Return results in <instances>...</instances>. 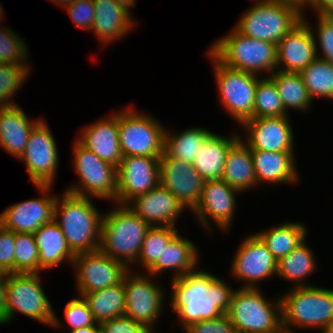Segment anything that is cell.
<instances>
[{"label":"cell","instance_id":"cell-1","mask_svg":"<svg viewBox=\"0 0 333 333\" xmlns=\"http://www.w3.org/2000/svg\"><path fill=\"white\" fill-rule=\"evenodd\" d=\"M170 306L185 329L195 322L218 318L230 308L233 288L220 277L198 267L171 280Z\"/></svg>","mask_w":333,"mask_h":333},{"label":"cell","instance_id":"cell-2","mask_svg":"<svg viewBox=\"0 0 333 333\" xmlns=\"http://www.w3.org/2000/svg\"><path fill=\"white\" fill-rule=\"evenodd\" d=\"M56 199L54 221L61 228L67 245L74 255L99 250L103 213L90 197L68 191Z\"/></svg>","mask_w":333,"mask_h":333},{"label":"cell","instance_id":"cell-3","mask_svg":"<svg viewBox=\"0 0 333 333\" xmlns=\"http://www.w3.org/2000/svg\"><path fill=\"white\" fill-rule=\"evenodd\" d=\"M116 206L103 214L99 249L131 270L138 260L143 240L151 226L129 206Z\"/></svg>","mask_w":333,"mask_h":333},{"label":"cell","instance_id":"cell-4","mask_svg":"<svg viewBox=\"0 0 333 333\" xmlns=\"http://www.w3.org/2000/svg\"><path fill=\"white\" fill-rule=\"evenodd\" d=\"M211 44L209 51L225 66L253 74L277 70L275 43L245 36L235 27Z\"/></svg>","mask_w":333,"mask_h":333},{"label":"cell","instance_id":"cell-5","mask_svg":"<svg viewBox=\"0 0 333 333\" xmlns=\"http://www.w3.org/2000/svg\"><path fill=\"white\" fill-rule=\"evenodd\" d=\"M284 333L296 327L321 330L333 320V290L319 286L294 287L280 295ZM291 327V328H289Z\"/></svg>","mask_w":333,"mask_h":333},{"label":"cell","instance_id":"cell-6","mask_svg":"<svg viewBox=\"0 0 333 333\" xmlns=\"http://www.w3.org/2000/svg\"><path fill=\"white\" fill-rule=\"evenodd\" d=\"M274 300H266L259 287L235 289L227 315L237 333H284L281 299Z\"/></svg>","mask_w":333,"mask_h":333},{"label":"cell","instance_id":"cell-7","mask_svg":"<svg viewBox=\"0 0 333 333\" xmlns=\"http://www.w3.org/2000/svg\"><path fill=\"white\" fill-rule=\"evenodd\" d=\"M39 273L8 274L6 280L5 324H9L16 312L40 323L60 327L56 316L41 284Z\"/></svg>","mask_w":333,"mask_h":333},{"label":"cell","instance_id":"cell-8","mask_svg":"<svg viewBox=\"0 0 333 333\" xmlns=\"http://www.w3.org/2000/svg\"><path fill=\"white\" fill-rule=\"evenodd\" d=\"M234 26L245 36L277 44L303 20L297 7L267 0H256Z\"/></svg>","mask_w":333,"mask_h":333},{"label":"cell","instance_id":"cell-9","mask_svg":"<svg viewBox=\"0 0 333 333\" xmlns=\"http://www.w3.org/2000/svg\"><path fill=\"white\" fill-rule=\"evenodd\" d=\"M207 54L213 64L222 107L238 124L253 119L255 91L262 76L227 67L210 51Z\"/></svg>","mask_w":333,"mask_h":333},{"label":"cell","instance_id":"cell-10","mask_svg":"<svg viewBox=\"0 0 333 333\" xmlns=\"http://www.w3.org/2000/svg\"><path fill=\"white\" fill-rule=\"evenodd\" d=\"M120 149L124 156L161 157L165 128L156 117L127 108L118 111Z\"/></svg>","mask_w":333,"mask_h":333},{"label":"cell","instance_id":"cell-11","mask_svg":"<svg viewBox=\"0 0 333 333\" xmlns=\"http://www.w3.org/2000/svg\"><path fill=\"white\" fill-rule=\"evenodd\" d=\"M73 167L79 177L78 185H70L65 191L95 199L116 201L117 168L100 159L77 139L73 145Z\"/></svg>","mask_w":333,"mask_h":333},{"label":"cell","instance_id":"cell-12","mask_svg":"<svg viewBox=\"0 0 333 333\" xmlns=\"http://www.w3.org/2000/svg\"><path fill=\"white\" fill-rule=\"evenodd\" d=\"M128 270L122 280L125 291L124 315L140 322L153 333V325L160 318L164 305V291L147 276ZM149 276V277H148Z\"/></svg>","mask_w":333,"mask_h":333},{"label":"cell","instance_id":"cell-13","mask_svg":"<svg viewBox=\"0 0 333 333\" xmlns=\"http://www.w3.org/2000/svg\"><path fill=\"white\" fill-rule=\"evenodd\" d=\"M26 166L33 185H52L59 163L57 144L45 120L31 130L24 152L19 158Z\"/></svg>","mask_w":333,"mask_h":333},{"label":"cell","instance_id":"cell-14","mask_svg":"<svg viewBox=\"0 0 333 333\" xmlns=\"http://www.w3.org/2000/svg\"><path fill=\"white\" fill-rule=\"evenodd\" d=\"M234 256L230 271L246 282L241 288H258L259 281L277 276L278 262L256 233L243 239Z\"/></svg>","mask_w":333,"mask_h":333},{"label":"cell","instance_id":"cell-15","mask_svg":"<svg viewBox=\"0 0 333 333\" xmlns=\"http://www.w3.org/2000/svg\"><path fill=\"white\" fill-rule=\"evenodd\" d=\"M71 265L76 272V289L81 297L118 284L129 270L100 249L75 255Z\"/></svg>","mask_w":333,"mask_h":333},{"label":"cell","instance_id":"cell-16","mask_svg":"<svg viewBox=\"0 0 333 333\" xmlns=\"http://www.w3.org/2000/svg\"><path fill=\"white\" fill-rule=\"evenodd\" d=\"M116 203L127 205L160 183V157L124 156L117 168Z\"/></svg>","mask_w":333,"mask_h":333},{"label":"cell","instance_id":"cell-17","mask_svg":"<svg viewBox=\"0 0 333 333\" xmlns=\"http://www.w3.org/2000/svg\"><path fill=\"white\" fill-rule=\"evenodd\" d=\"M42 197L28 199L8 206L0 213V224L15 233H34L54 220L57 197L49 194L52 185H36Z\"/></svg>","mask_w":333,"mask_h":333},{"label":"cell","instance_id":"cell-18","mask_svg":"<svg viewBox=\"0 0 333 333\" xmlns=\"http://www.w3.org/2000/svg\"><path fill=\"white\" fill-rule=\"evenodd\" d=\"M237 193L240 192L221 179L205 180L200 201L190 212H193L205 229H213L209 222L211 218L218 228L228 231L235 216Z\"/></svg>","mask_w":333,"mask_h":333},{"label":"cell","instance_id":"cell-19","mask_svg":"<svg viewBox=\"0 0 333 333\" xmlns=\"http://www.w3.org/2000/svg\"><path fill=\"white\" fill-rule=\"evenodd\" d=\"M204 181L191 163L177 160L163 152L160 157V184L189 211L199 203Z\"/></svg>","mask_w":333,"mask_h":333},{"label":"cell","instance_id":"cell-20","mask_svg":"<svg viewBox=\"0 0 333 333\" xmlns=\"http://www.w3.org/2000/svg\"><path fill=\"white\" fill-rule=\"evenodd\" d=\"M289 116L249 119L241 126L247 132L243 141L250 149L294 152V134Z\"/></svg>","mask_w":333,"mask_h":333},{"label":"cell","instance_id":"cell-21","mask_svg":"<svg viewBox=\"0 0 333 333\" xmlns=\"http://www.w3.org/2000/svg\"><path fill=\"white\" fill-rule=\"evenodd\" d=\"M304 15L303 20L276 44L277 70L300 73L317 57L314 33Z\"/></svg>","mask_w":333,"mask_h":333},{"label":"cell","instance_id":"cell-22","mask_svg":"<svg viewBox=\"0 0 333 333\" xmlns=\"http://www.w3.org/2000/svg\"><path fill=\"white\" fill-rule=\"evenodd\" d=\"M92 1L95 18L91 32L97 35L100 42H102V48L119 38L122 39L137 24L129 10L136 6L134 0Z\"/></svg>","mask_w":333,"mask_h":333},{"label":"cell","instance_id":"cell-23","mask_svg":"<svg viewBox=\"0 0 333 333\" xmlns=\"http://www.w3.org/2000/svg\"><path fill=\"white\" fill-rule=\"evenodd\" d=\"M127 206L150 226L176 227L178 218L181 217V213L186 209L160 183L149 192L135 197Z\"/></svg>","mask_w":333,"mask_h":333},{"label":"cell","instance_id":"cell-24","mask_svg":"<svg viewBox=\"0 0 333 333\" xmlns=\"http://www.w3.org/2000/svg\"><path fill=\"white\" fill-rule=\"evenodd\" d=\"M77 140L100 159L118 168L123 158L119 143L118 111L85 126Z\"/></svg>","mask_w":333,"mask_h":333},{"label":"cell","instance_id":"cell-25","mask_svg":"<svg viewBox=\"0 0 333 333\" xmlns=\"http://www.w3.org/2000/svg\"><path fill=\"white\" fill-rule=\"evenodd\" d=\"M257 185L294 184L299 176L294 152H269L251 149Z\"/></svg>","mask_w":333,"mask_h":333},{"label":"cell","instance_id":"cell-26","mask_svg":"<svg viewBox=\"0 0 333 333\" xmlns=\"http://www.w3.org/2000/svg\"><path fill=\"white\" fill-rule=\"evenodd\" d=\"M16 105L0 107V146L15 158H20L33 127L41 120H29Z\"/></svg>","mask_w":333,"mask_h":333},{"label":"cell","instance_id":"cell-27","mask_svg":"<svg viewBox=\"0 0 333 333\" xmlns=\"http://www.w3.org/2000/svg\"><path fill=\"white\" fill-rule=\"evenodd\" d=\"M198 256L194 243L177 233L164 247L161 259L157 260L147 274L159 276L165 270H175L172 279L180 278L198 267Z\"/></svg>","mask_w":333,"mask_h":333},{"label":"cell","instance_id":"cell-28","mask_svg":"<svg viewBox=\"0 0 333 333\" xmlns=\"http://www.w3.org/2000/svg\"><path fill=\"white\" fill-rule=\"evenodd\" d=\"M241 138L239 134L229 137L211 133L200 146L193 166L204 180H220L230 148Z\"/></svg>","mask_w":333,"mask_h":333},{"label":"cell","instance_id":"cell-29","mask_svg":"<svg viewBox=\"0 0 333 333\" xmlns=\"http://www.w3.org/2000/svg\"><path fill=\"white\" fill-rule=\"evenodd\" d=\"M33 236L39 252V274L58 266L65 260L73 263L75 255L69 249L65 236L53 220L37 229Z\"/></svg>","mask_w":333,"mask_h":333},{"label":"cell","instance_id":"cell-30","mask_svg":"<svg viewBox=\"0 0 333 333\" xmlns=\"http://www.w3.org/2000/svg\"><path fill=\"white\" fill-rule=\"evenodd\" d=\"M221 180L239 192L251 190L257 185L251 149L242 137L230 148Z\"/></svg>","mask_w":333,"mask_h":333},{"label":"cell","instance_id":"cell-31","mask_svg":"<svg viewBox=\"0 0 333 333\" xmlns=\"http://www.w3.org/2000/svg\"><path fill=\"white\" fill-rule=\"evenodd\" d=\"M306 240L277 263V276L292 282V288L311 286L305 278L317 269L316 257ZM304 280V281H303ZM294 283V284H293Z\"/></svg>","mask_w":333,"mask_h":333},{"label":"cell","instance_id":"cell-32","mask_svg":"<svg viewBox=\"0 0 333 333\" xmlns=\"http://www.w3.org/2000/svg\"><path fill=\"white\" fill-rule=\"evenodd\" d=\"M82 297L87 302L95 321L99 324L125 313L123 280L108 288L86 293Z\"/></svg>","mask_w":333,"mask_h":333},{"label":"cell","instance_id":"cell-33","mask_svg":"<svg viewBox=\"0 0 333 333\" xmlns=\"http://www.w3.org/2000/svg\"><path fill=\"white\" fill-rule=\"evenodd\" d=\"M256 234L278 262L306 239L307 228L301 222L289 221Z\"/></svg>","mask_w":333,"mask_h":333},{"label":"cell","instance_id":"cell-34","mask_svg":"<svg viewBox=\"0 0 333 333\" xmlns=\"http://www.w3.org/2000/svg\"><path fill=\"white\" fill-rule=\"evenodd\" d=\"M269 77L274 81L287 113L290 109L309 110L313 100L299 72L275 70Z\"/></svg>","mask_w":333,"mask_h":333},{"label":"cell","instance_id":"cell-35","mask_svg":"<svg viewBox=\"0 0 333 333\" xmlns=\"http://www.w3.org/2000/svg\"><path fill=\"white\" fill-rule=\"evenodd\" d=\"M212 132L206 128H188L179 134L165 129L164 152L177 160L193 164L200 146Z\"/></svg>","mask_w":333,"mask_h":333},{"label":"cell","instance_id":"cell-36","mask_svg":"<svg viewBox=\"0 0 333 333\" xmlns=\"http://www.w3.org/2000/svg\"><path fill=\"white\" fill-rule=\"evenodd\" d=\"M311 99H333V64L316 57L300 72Z\"/></svg>","mask_w":333,"mask_h":333},{"label":"cell","instance_id":"cell-37","mask_svg":"<svg viewBox=\"0 0 333 333\" xmlns=\"http://www.w3.org/2000/svg\"><path fill=\"white\" fill-rule=\"evenodd\" d=\"M176 227L151 226L145 235L138 260L135 262L147 271L161 259L164 247L178 233ZM140 262V263H139Z\"/></svg>","mask_w":333,"mask_h":333},{"label":"cell","instance_id":"cell-38","mask_svg":"<svg viewBox=\"0 0 333 333\" xmlns=\"http://www.w3.org/2000/svg\"><path fill=\"white\" fill-rule=\"evenodd\" d=\"M288 116L274 81L269 76L258 80L255 91L253 119Z\"/></svg>","mask_w":333,"mask_h":333},{"label":"cell","instance_id":"cell-39","mask_svg":"<svg viewBox=\"0 0 333 333\" xmlns=\"http://www.w3.org/2000/svg\"><path fill=\"white\" fill-rule=\"evenodd\" d=\"M14 273H39V252L33 233H15Z\"/></svg>","mask_w":333,"mask_h":333},{"label":"cell","instance_id":"cell-40","mask_svg":"<svg viewBox=\"0 0 333 333\" xmlns=\"http://www.w3.org/2000/svg\"><path fill=\"white\" fill-rule=\"evenodd\" d=\"M30 70V66L0 64V107L16 105L12 97L23 87Z\"/></svg>","mask_w":333,"mask_h":333},{"label":"cell","instance_id":"cell-41","mask_svg":"<svg viewBox=\"0 0 333 333\" xmlns=\"http://www.w3.org/2000/svg\"><path fill=\"white\" fill-rule=\"evenodd\" d=\"M28 46L13 30L0 26V64L28 66Z\"/></svg>","mask_w":333,"mask_h":333},{"label":"cell","instance_id":"cell-42","mask_svg":"<svg viewBox=\"0 0 333 333\" xmlns=\"http://www.w3.org/2000/svg\"><path fill=\"white\" fill-rule=\"evenodd\" d=\"M64 317L71 330L95 325L93 314L83 297L69 300L64 308Z\"/></svg>","mask_w":333,"mask_h":333},{"label":"cell","instance_id":"cell-43","mask_svg":"<svg viewBox=\"0 0 333 333\" xmlns=\"http://www.w3.org/2000/svg\"><path fill=\"white\" fill-rule=\"evenodd\" d=\"M317 18L315 31L318 38L314 34V39L316 50L321 49L322 51V54L320 56L317 54V57L333 64V16L331 14H317Z\"/></svg>","mask_w":333,"mask_h":333},{"label":"cell","instance_id":"cell-44","mask_svg":"<svg viewBox=\"0 0 333 333\" xmlns=\"http://www.w3.org/2000/svg\"><path fill=\"white\" fill-rule=\"evenodd\" d=\"M67 10L76 27L91 31L95 18V9L92 0H75L63 7Z\"/></svg>","mask_w":333,"mask_h":333},{"label":"cell","instance_id":"cell-45","mask_svg":"<svg viewBox=\"0 0 333 333\" xmlns=\"http://www.w3.org/2000/svg\"><path fill=\"white\" fill-rule=\"evenodd\" d=\"M183 331L185 333H237L227 314L215 319L192 323Z\"/></svg>","mask_w":333,"mask_h":333},{"label":"cell","instance_id":"cell-46","mask_svg":"<svg viewBox=\"0 0 333 333\" xmlns=\"http://www.w3.org/2000/svg\"><path fill=\"white\" fill-rule=\"evenodd\" d=\"M101 333H153L145 325L125 315L100 323Z\"/></svg>","mask_w":333,"mask_h":333},{"label":"cell","instance_id":"cell-47","mask_svg":"<svg viewBox=\"0 0 333 333\" xmlns=\"http://www.w3.org/2000/svg\"><path fill=\"white\" fill-rule=\"evenodd\" d=\"M15 232L0 224V269L14 273Z\"/></svg>","mask_w":333,"mask_h":333},{"label":"cell","instance_id":"cell-48","mask_svg":"<svg viewBox=\"0 0 333 333\" xmlns=\"http://www.w3.org/2000/svg\"><path fill=\"white\" fill-rule=\"evenodd\" d=\"M312 7L317 14H331L333 12V0H307L306 9Z\"/></svg>","mask_w":333,"mask_h":333},{"label":"cell","instance_id":"cell-49","mask_svg":"<svg viewBox=\"0 0 333 333\" xmlns=\"http://www.w3.org/2000/svg\"><path fill=\"white\" fill-rule=\"evenodd\" d=\"M8 273L0 269V325L5 324L6 280Z\"/></svg>","mask_w":333,"mask_h":333},{"label":"cell","instance_id":"cell-50","mask_svg":"<svg viewBox=\"0 0 333 333\" xmlns=\"http://www.w3.org/2000/svg\"><path fill=\"white\" fill-rule=\"evenodd\" d=\"M267 1L282 2V3H287L290 5H293V6L297 7L299 10H301L302 13H305L303 11H305L304 9L307 4V0H267Z\"/></svg>","mask_w":333,"mask_h":333},{"label":"cell","instance_id":"cell-51","mask_svg":"<svg viewBox=\"0 0 333 333\" xmlns=\"http://www.w3.org/2000/svg\"><path fill=\"white\" fill-rule=\"evenodd\" d=\"M69 333H100V324L96 323L88 327L70 330Z\"/></svg>","mask_w":333,"mask_h":333},{"label":"cell","instance_id":"cell-52","mask_svg":"<svg viewBox=\"0 0 333 333\" xmlns=\"http://www.w3.org/2000/svg\"><path fill=\"white\" fill-rule=\"evenodd\" d=\"M48 1L53 2L54 4H56L57 6L59 5L62 8L68 4L75 2V0H48Z\"/></svg>","mask_w":333,"mask_h":333},{"label":"cell","instance_id":"cell-53","mask_svg":"<svg viewBox=\"0 0 333 333\" xmlns=\"http://www.w3.org/2000/svg\"><path fill=\"white\" fill-rule=\"evenodd\" d=\"M322 333H333V320L327 325Z\"/></svg>","mask_w":333,"mask_h":333},{"label":"cell","instance_id":"cell-54","mask_svg":"<svg viewBox=\"0 0 333 333\" xmlns=\"http://www.w3.org/2000/svg\"><path fill=\"white\" fill-rule=\"evenodd\" d=\"M4 10H3V7L1 6V4H0V21L3 19V12Z\"/></svg>","mask_w":333,"mask_h":333}]
</instances>
